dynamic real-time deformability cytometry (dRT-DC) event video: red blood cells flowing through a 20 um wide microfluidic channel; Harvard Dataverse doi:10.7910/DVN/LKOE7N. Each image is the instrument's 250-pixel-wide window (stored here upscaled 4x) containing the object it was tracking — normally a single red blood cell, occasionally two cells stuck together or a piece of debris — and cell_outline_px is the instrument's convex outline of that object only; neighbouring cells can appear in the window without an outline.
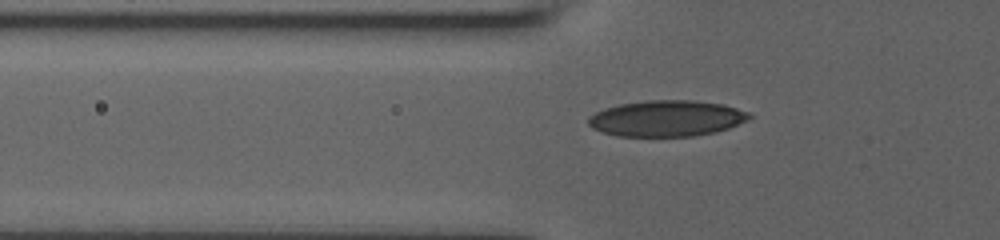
{"species": "human", "species_latin": "Homo sapiens", "temperature_condition": "room temperature", "stored_images_in_passage": 43, "camera_frame_rate_fps": 3000, "um_per_image_px": 0.085, "donor": {"sex": "male"}, "frame": {"image": 1, "passage_image": 14, "time_ms": 2.0, "image_size_px": [1000, 240], "cell_outline_px": [[752, 116], [748, 120], [728, 128], [712, 132], [692, 136], [620, 136], [604, 132], [592, 128], [588, 124], [588, 116], [604, 108], [620, 104], [648, 100], [692, 100], [724, 104], [748, 112]], "centroid_in_image_um": [56.65, 10.05], "position_along_channel_um": 69.1, "area_um2": 33.64}}
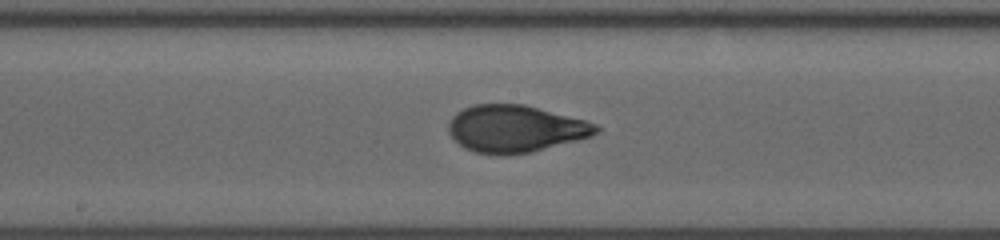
{"frame": {"image": 2, "passage_image": 27, "time_ms": 5.333, "image_size_px": [1000, 240], "cell_outline_px": [[600, 132], [592, 136], [532, 152], [500, 156], [476, 152], [464, 148], [448, 132], [448, 124], [452, 116], [456, 112], [472, 104], [524, 104], [584, 120], [596, 124], [600, 128]], "centroid_in_image_um": [43.79, 10.95], "position_along_channel_um": 204.4, "area_um2": 40.58}}
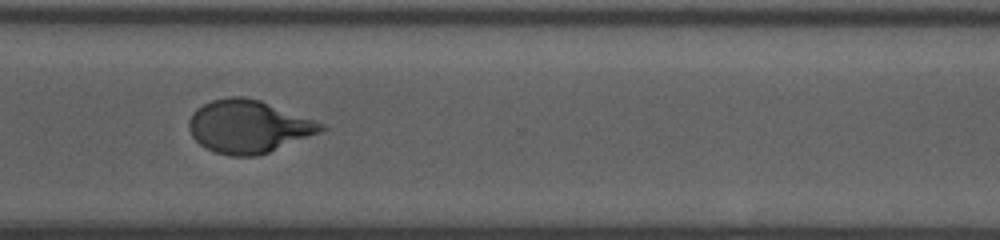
{"frame": {"image": 3, "passage_image": 42, "time_ms": 9.0, "image_size_px": [1000, 240], "cell_outline_px": [[328, 128], [320, 132], [268, 152], [256, 156], [228, 156], [216, 152], [200, 144], [192, 136], [188, 128], [188, 120], [192, 112], [196, 108], [212, 100], [232, 96], [244, 96], [260, 100], [324, 124]], "centroid_in_image_um": [21.08, 10.75], "position_along_channel_um": 349.5, "area_um2": 40.34}}